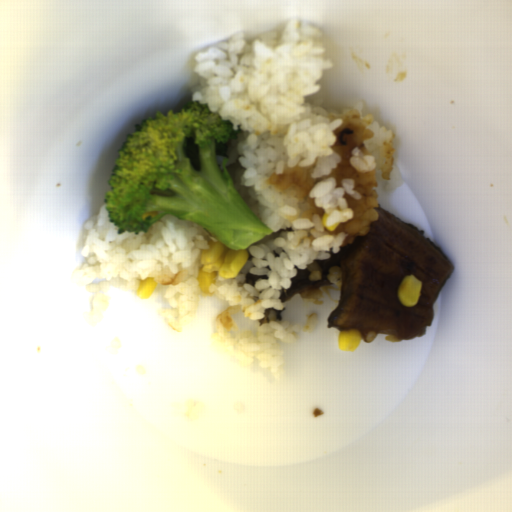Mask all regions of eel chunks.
I'll list each match as a JSON object with an SVG mask.
<instances>
[{
	"mask_svg": "<svg viewBox=\"0 0 512 512\" xmlns=\"http://www.w3.org/2000/svg\"><path fill=\"white\" fill-rule=\"evenodd\" d=\"M378 217L368 231L344 244L330 258L313 260L281 288L280 300L330 284L331 268L342 270L340 302L327 317L329 328L369 331L401 340L419 338L434 319V301L453 273L454 265L424 230L376 207ZM407 274L422 282L417 305L403 307L397 298Z\"/></svg>",
	"mask_w": 512,
	"mask_h": 512,
	"instance_id": "1",
	"label": "eel chunks"
}]
</instances>
